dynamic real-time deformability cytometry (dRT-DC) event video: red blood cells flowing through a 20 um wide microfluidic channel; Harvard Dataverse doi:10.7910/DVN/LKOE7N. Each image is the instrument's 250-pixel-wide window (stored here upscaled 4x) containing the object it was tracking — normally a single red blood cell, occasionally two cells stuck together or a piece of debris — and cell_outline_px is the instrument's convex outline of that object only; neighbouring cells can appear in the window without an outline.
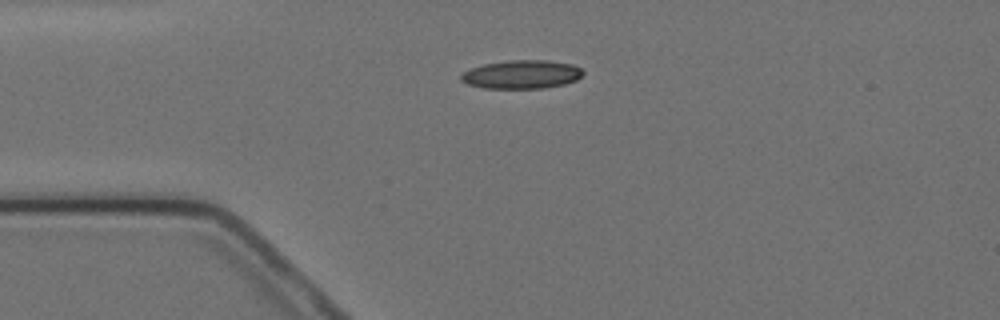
{"species": "Egyptian fruit bat (a non-hibernating species)", "species_latin": "Rousettus aegyptiacus", "temperature_condition": "cold", "stored_images_in_passage": 2, "camera_frame_rate_fps": 3000, "um_per_image_px": 0.085, "animal": {"sex": "female"}, "frame": {"image": 1, "passage_image": 1, "time_ms": 0.0, "image_size_px": [1000, 320], "cell_outline_px": [[584, 72], [576, 80], [564, 84], [544, 88], [484, 88], [468, 84], [460, 80], [460, 76], [464, 72], [472, 68], [484, 64], [512, 60], [548, 60], [572, 64], [580, 68]], "centroid_in_image_um": [44.35, 6.32], "position_along_channel_um": 40.7, "area_um2": 20.11}}